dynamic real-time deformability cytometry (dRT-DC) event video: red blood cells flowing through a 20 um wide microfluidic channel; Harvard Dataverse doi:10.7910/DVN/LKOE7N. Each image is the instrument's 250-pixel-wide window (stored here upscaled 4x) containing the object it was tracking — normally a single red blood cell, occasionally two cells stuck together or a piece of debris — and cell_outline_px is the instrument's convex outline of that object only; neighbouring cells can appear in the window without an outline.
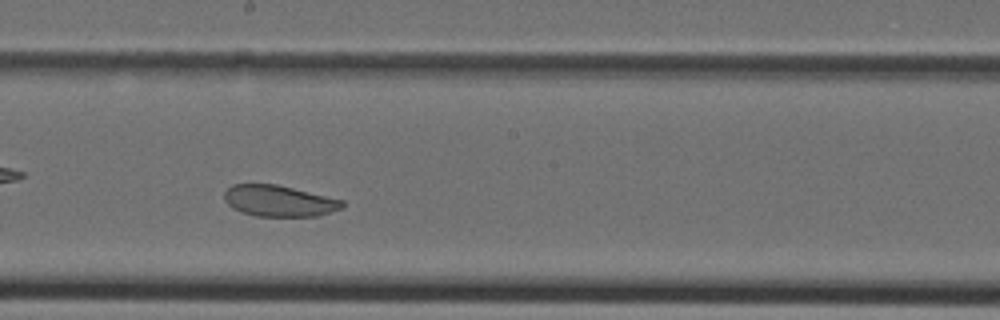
{"species": "Egyptian fruit bat (a non-hibernating species)", "species_latin": "Rousettus aegyptiacus", "temperature_condition": "cold", "stored_images_in_passage": 30, "camera_frame_rate_fps": 3000, "um_per_image_px": 0.085, "animal": {"sex": "female"}, "frame": {"image": 1, "passage_image": 13, "time_ms": 4.0, "image_size_px": [1000, 320], "cell_outline_px": [[344, 208], [316, 216], [256, 216], [232, 208], [224, 200], [224, 192], [232, 184], [276, 184], [344, 200]], "centroid_in_image_um": [23.72, 17.07], "position_along_channel_um": 224.5, "area_um2": 21.39}}
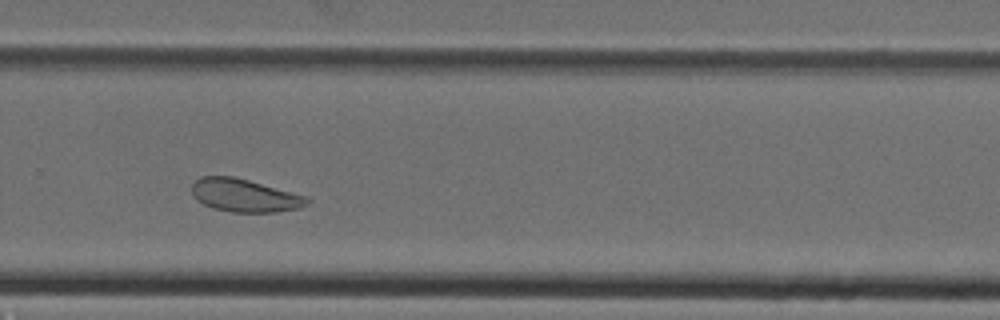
{"frame": {"image": 2, "passage_image": 18, "time_ms": 5.667, "image_size_px": [1000, 320], "cell_outline_px": [[312, 200], [308, 204], [300, 208], [276, 212], [232, 212], [212, 208], [196, 200], [192, 196], [192, 184], [200, 176], [232, 176], [248, 180], [308, 196]], "centroid_in_image_um": [20.8, 16.62], "position_along_channel_um": 309.0, "area_um2": 22.31}}